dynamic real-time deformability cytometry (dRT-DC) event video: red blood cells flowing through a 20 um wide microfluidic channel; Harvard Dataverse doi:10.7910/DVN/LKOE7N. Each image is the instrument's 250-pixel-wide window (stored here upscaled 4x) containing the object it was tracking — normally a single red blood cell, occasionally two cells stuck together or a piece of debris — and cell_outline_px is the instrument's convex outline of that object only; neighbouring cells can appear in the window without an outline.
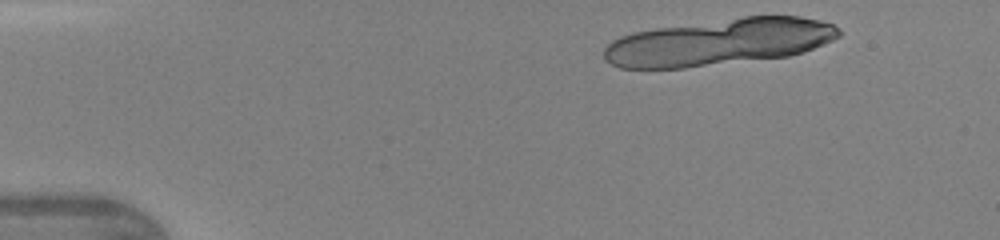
{"species": "human", "species_latin": "Homo sapiens", "temperature_condition": "warm", "stored_images_in_passage": 7, "camera_frame_rate_fps": 3000, "um_per_image_px": 0.085, "donor": {"sex": "female"}, "frame": {"image": 1, "passage_image": 1, "time_ms": 0.0, "image_size_px": [1000, 240], "cell_outline_px": [[840, 36], [824, 44], [804, 52], [788, 56], [684, 68], [620, 68], [604, 60], [604, 48], [612, 40], [620, 36], [632, 32], [656, 28], [744, 16], [800, 16], [820, 20], [832, 24], [840, 28]], "centroid_in_image_um": [61.13, 3.57], "position_along_channel_um": 23.9, "area_um2": 63.87}}